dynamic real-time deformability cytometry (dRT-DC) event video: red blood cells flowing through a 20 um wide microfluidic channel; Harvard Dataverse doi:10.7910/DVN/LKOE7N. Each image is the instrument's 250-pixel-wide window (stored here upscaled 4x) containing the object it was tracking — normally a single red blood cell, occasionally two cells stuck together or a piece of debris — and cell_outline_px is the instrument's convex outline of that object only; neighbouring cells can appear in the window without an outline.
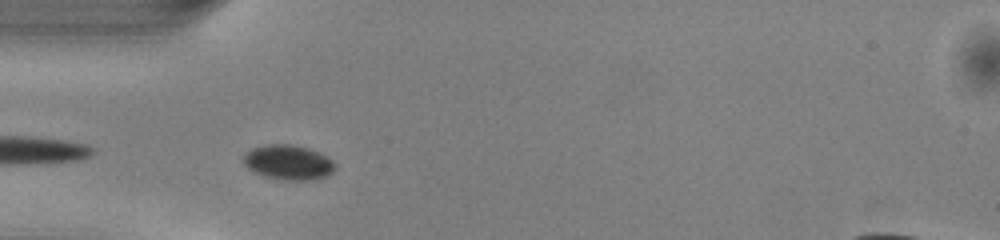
{"species": "common noctule bat (a hibernating species)", "species_latin": "Nyctalus noctula", "temperature_condition": "warm", "stored_images_in_passage": 8, "camera_frame_rate_fps": 3000, "um_per_image_px": 0.085, "animal": {"sex": "male", "body_mass_g": 13.0, "forearm_length_mm": 53.1}, "frame": {"image": 1, "passage_image": 2, "time_ms": 0.333, "image_size_px": [1000, 240], "cell_outline_px": [[336, 168], [328, 176], [312, 180], [284, 180], [264, 176], [248, 168], [244, 164], [244, 152], [252, 148], [268, 144], [288, 144], [308, 148], [328, 156], [336, 164]], "centroid_in_image_um": [24.53, 13.8], "position_along_channel_um": 60.5, "area_um2": 18.67}}
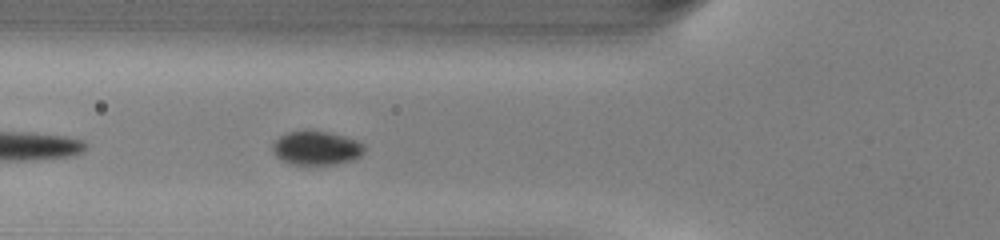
{"frame": {"image": 2, "passage_image": 5, "time_ms": 1.333, "image_size_px": [1000, 240], "cell_outline_px": [[364, 152], [360, 156], [352, 160], [336, 164], [288, 164], [280, 160], [272, 152], [272, 144], [280, 136], [288, 132], [328, 132], [344, 136], [356, 140], [364, 144]], "centroid_in_image_um": [26.88, 12.61], "position_along_channel_um": 98.9, "area_um2": 17.92}}